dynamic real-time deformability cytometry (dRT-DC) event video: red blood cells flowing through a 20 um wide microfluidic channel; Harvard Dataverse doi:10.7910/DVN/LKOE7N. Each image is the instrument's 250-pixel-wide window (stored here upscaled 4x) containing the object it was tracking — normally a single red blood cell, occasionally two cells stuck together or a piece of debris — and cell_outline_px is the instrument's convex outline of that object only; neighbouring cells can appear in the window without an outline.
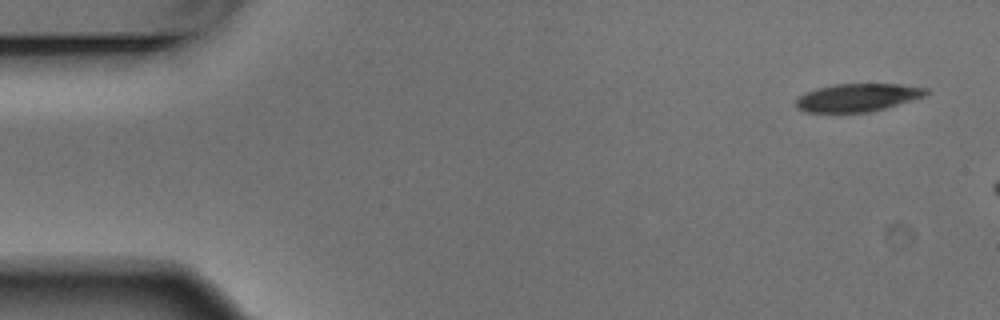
{"species": "Egyptian fruit bat (a non-hibernating species)", "species_latin": "Rousettus aegyptiacus", "temperature_condition": "warm", "stored_images_in_passage": 3, "camera_frame_rate_fps": 3000, "um_per_image_px": 0.085, "animal": {"sex": "male"}, "frame": {"image": 1, "passage_image": 1, "time_ms": 0.0, "image_size_px": [1000, 320], "cell_outline_px": [[928, 92], [924, 96], [912, 100], [884, 108], [868, 112], [804, 112], [796, 108], [796, 100], [804, 92], [836, 84], [900, 84], [928, 88]], "centroid_in_image_um": [72.88, 8.29], "position_along_channel_um": 12.1, "area_um2": 20.98}}